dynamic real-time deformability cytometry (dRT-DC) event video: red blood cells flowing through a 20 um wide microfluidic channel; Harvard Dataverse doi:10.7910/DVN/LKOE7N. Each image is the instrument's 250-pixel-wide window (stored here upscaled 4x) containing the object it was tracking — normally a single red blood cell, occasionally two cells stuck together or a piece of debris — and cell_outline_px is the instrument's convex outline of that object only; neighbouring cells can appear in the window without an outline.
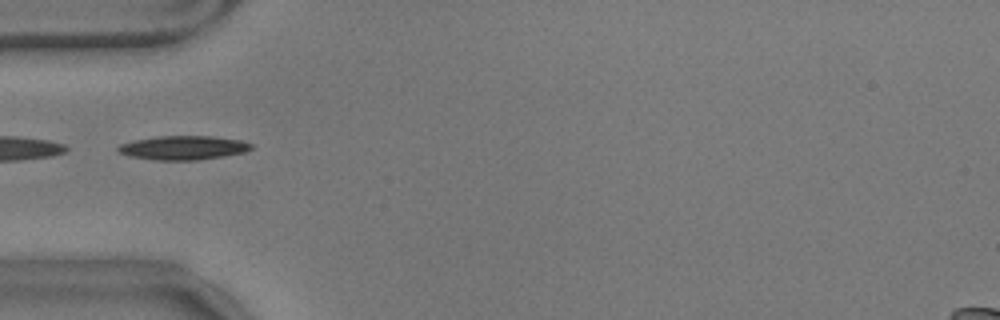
{"species": "common noctule bat (a hibernating species)", "species_latin": "Nyctalus noctula", "temperature_condition": "warm", "stored_images_in_passage": 25, "camera_frame_rate_fps": 3000, "um_per_image_px": 0.085, "animal": {"sex": "male", "body_mass_g": 17.9}, "frame": {"image": 1, "passage_image": 1, "time_ms": 0.0, "image_size_px": [1000, 320], "cell_outline_px": [[252, 148], [244, 152], [224, 156], [196, 160], [156, 160], [128, 156], [120, 152], [116, 148], [120, 144], [132, 140], [156, 136], [212, 136], [240, 140], [252, 144]], "centroid_in_image_um": [15.54, 12.55], "position_along_channel_um": 69.5, "area_um2": 18.61}}
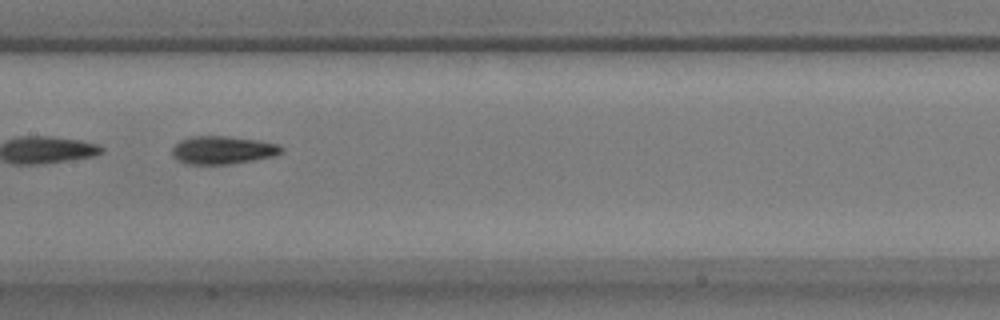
{"frame": {"image": 2, "passage_image": 11, "time_ms": 3.333, "image_size_px": [1000, 320], "cell_outline_px": [[284, 152], [276, 156], [228, 164], [184, 164], [176, 160], [172, 156], [172, 148], [180, 140], [188, 136], [228, 136], [260, 140], [280, 144], [284, 148]], "centroid_in_image_um": [18.95, 12.75], "position_along_channel_um": 188.5, "area_um2": 18.21}}